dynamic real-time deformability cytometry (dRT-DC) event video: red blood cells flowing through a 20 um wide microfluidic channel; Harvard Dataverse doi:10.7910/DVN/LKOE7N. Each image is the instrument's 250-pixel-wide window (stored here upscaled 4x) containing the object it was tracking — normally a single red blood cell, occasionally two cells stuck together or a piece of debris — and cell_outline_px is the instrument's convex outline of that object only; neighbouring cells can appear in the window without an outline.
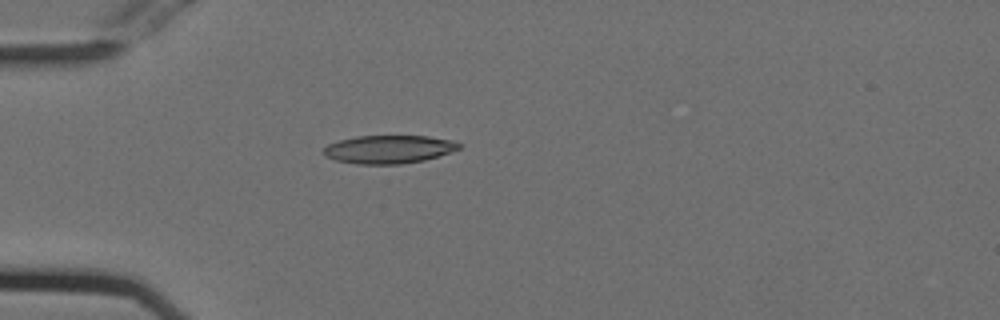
{"species": "Egyptian fruit bat (a non-hibernating species)", "species_latin": "Rousettus aegyptiacus", "temperature_condition": "cold", "stored_images_in_passage": 39, "camera_frame_rate_fps": 3000, "um_per_image_px": 0.085, "animal": {"sex": "female"}, "frame": {"image": 1, "passage_image": 1, "time_ms": 0.0, "image_size_px": [1000, 320], "cell_outline_px": [[460, 148], [424, 160], [400, 164], [356, 164], [336, 160], [324, 156], [324, 148], [328, 144], [340, 140], [356, 136], [428, 136], [452, 140], [460, 144]], "centroid_in_image_um": [33.01, 12.69], "position_along_channel_um": 52.0, "area_um2": 22.02}}
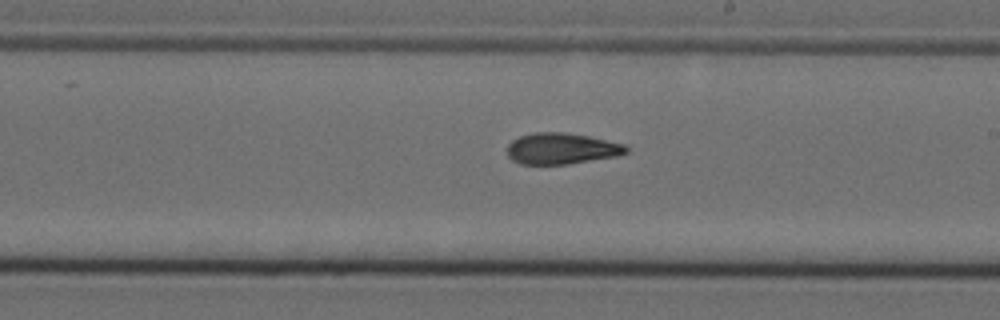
{"frame": {"image": 2, "passage_image": 17, "time_ms": 5.333, "image_size_px": [1000, 320], "cell_outline_px": [[628, 152], [616, 156], [568, 164], [520, 164], [512, 160], [508, 156], [508, 144], [512, 140], [520, 136], [532, 132], [564, 132], [588, 136], [624, 144], [628, 148]], "centroid_in_image_um": [47.71, 12.62], "position_along_channel_um": 241.3, "area_um2": 21.56}}
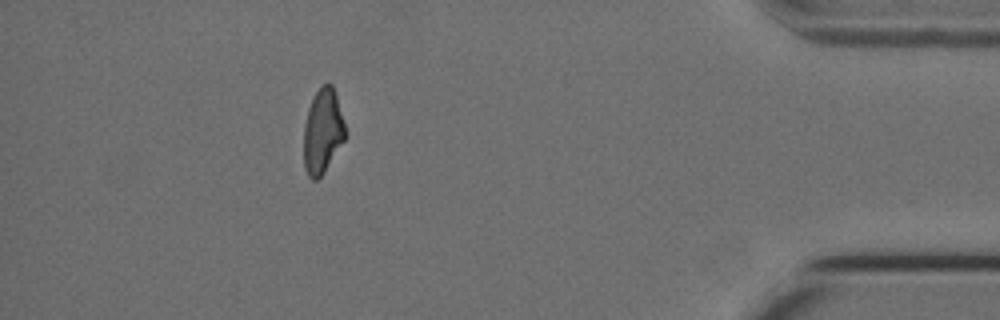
{"frame": {"image": 3, "passage_image": 34, "time_ms": 11.0, "image_size_px": [1000, 320], "cell_outline_px": [[344, 140], [324, 172], [316, 180], [312, 180], [308, 176], [304, 168], [304, 124], [308, 108], [320, 84], [332, 84], [336, 96], [344, 124]], "centroid_in_image_um": [27.39, 11.17], "position_along_channel_um": 407.8, "area_um2": 20.11}, "authors_computed_cell_mechanics": {"area_um2": 21.7328, "velocity_mm_per_s": 3.7743, "shape_relaxation_time_tau1_ms": 5.7565, "shape_relaxation_time_tau2_ms": 2.6062, "deformation_change_tau1": 0.187, "deformation_change_tau2": 0.1033}}